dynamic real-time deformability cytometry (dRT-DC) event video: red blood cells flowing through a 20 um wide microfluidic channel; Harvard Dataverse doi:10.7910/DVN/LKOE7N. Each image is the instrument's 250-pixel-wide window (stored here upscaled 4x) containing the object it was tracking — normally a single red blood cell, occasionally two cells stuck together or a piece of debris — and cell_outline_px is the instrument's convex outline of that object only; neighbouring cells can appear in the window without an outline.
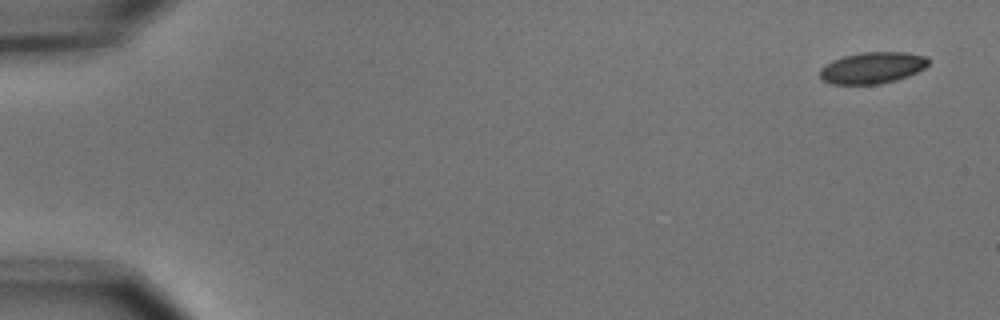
{"species": "common noctule bat (a hibernating species)", "species_latin": "Nyctalus noctula", "temperature_condition": "cold", "stored_images_in_passage": 6, "camera_frame_rate_fps": 3000, "um_per_image_px": 0.085, "animal": {"sex": "male", "body_mass_g": 15.6}, "frame": {"image": 1, "passage_image": 1, "time_ms": 0.0, "image_size_px": [1000, 320], "cell_outline_px": [[928, 64], [924, 68], [908, 76], [896, 80], [880, 84], [832, 84], [824, 80], [820, 76], [820, 68], [824, 64], [832, 60], [844, 56], [860, 52], [904, 52], [924, 56], [928, 60]], "centroid_in_image_um": [74.12, 5.76], "position_along_channel_um": 10.9, "area_um2": 19.83}}
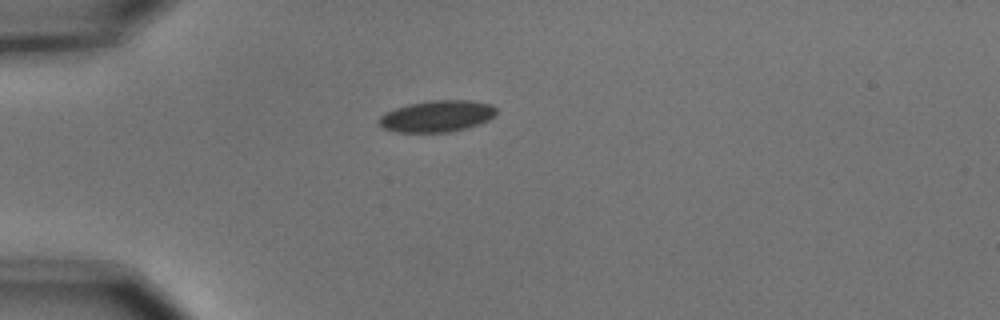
{"frame": {"image": 2, "passage_image": 4, "time_ms": 1.0, "image_size_px": [1000, 320], "cell_outline_px": [[496, 116], [488, 120], [464, 128], [448, 132], [396, 132], [384, 128], [376, 120], [384, 112], [408, 104], [428, 100], [472, 100], [492, 104], [496, 108]], "centroid_in_image_um": [37.13, 9.86], "position_along_channel_um": 47.9, "area_um2": 21.62}}
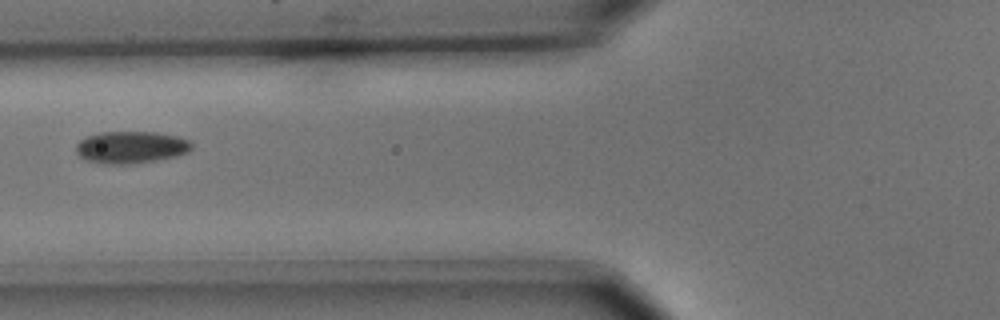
{"frame": {"image": 3, "passage_image": 6, "time_ms": 1.667, "image_size_px": [1000, 320], "cell_outline_px": [[192, 148], [188, 152], [176, 156], [156, 160], [124, 164], [112, 164], [88, 160], [80, 156], [76, 152], [76, 144], [84, 136], [100, 132], [156, 132], [176, 136], [188, 140], [192, 144]], "centroid_in_image_um": [11.12, 12.5], "position_along_channel_um": 114.7, "area_um2": 21.44}}